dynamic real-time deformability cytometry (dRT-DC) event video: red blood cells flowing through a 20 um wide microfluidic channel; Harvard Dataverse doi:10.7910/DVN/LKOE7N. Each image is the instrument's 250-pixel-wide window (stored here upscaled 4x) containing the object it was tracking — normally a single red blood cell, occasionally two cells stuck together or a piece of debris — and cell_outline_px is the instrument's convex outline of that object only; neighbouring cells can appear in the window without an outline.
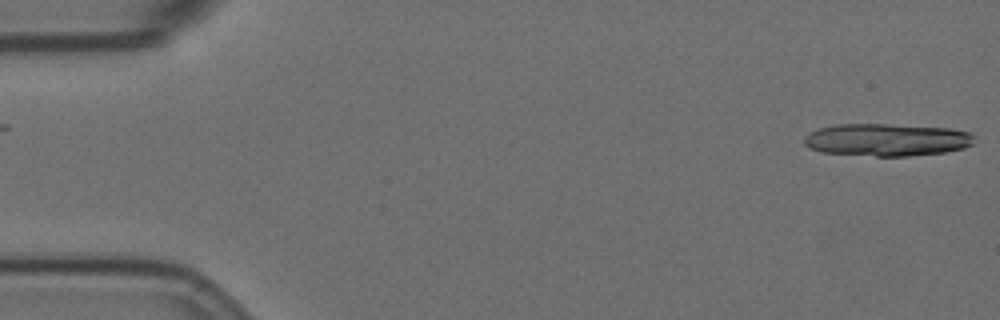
{"species": "Egyptian fruit bat (a non-hibernating species)", "species_latin": "Rousettus aegyptiacus", "temperature_condition": "room temperature", "stored_images_in_passage": 15, "camera_frame_rate_fps": 3000, "um_per_image_px": 0.085, "animal": {"sex": "female"}, "frame": {"image": 1, "passage_image": 1, "time_ms": 0.0, "image_size_px": [1000, 320], "cell_outline_px": [[976, 136], [972, 144], [964, 148], [944, 152], [908, 156], [876, 156], [824, 152], [808, 148], [804, 144], [804, 136], [808, 132], [820, 128], [836, 124], [884, 124], [948, 128], [972, 132]], "centroid_in_image_um": [75.38, 11.88], "position_along_channel_um": 9.6, "area_um2": 32.31}}